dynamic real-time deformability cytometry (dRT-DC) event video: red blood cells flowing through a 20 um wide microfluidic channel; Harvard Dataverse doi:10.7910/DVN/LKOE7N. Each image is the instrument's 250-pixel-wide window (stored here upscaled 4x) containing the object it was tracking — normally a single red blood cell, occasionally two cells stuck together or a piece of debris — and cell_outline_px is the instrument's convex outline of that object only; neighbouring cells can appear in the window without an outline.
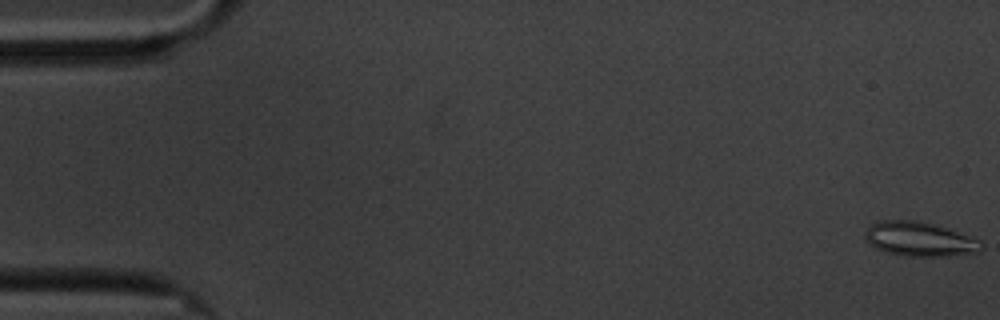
{"species": "common noctule bat (a hibernating species)", "species_latin": "Nyctalus noctula", "temperature_condition": "cold", "stored_images_in_passage": 60, "camera_frame_rate_fps": 3000, "um_per_image_px": 0.085, "animal": {"sex": "male", "body_mass_g": 20.1, "forearm_length_mm": 53.5}, "frame": {"image": 1, "passage_image": 1, "time_ms": 0.0, "image_size_px": [1000, 320], "cell_outline_px": [[984, 248], [980, 252], [948, 256], [904, 256], [888, 252], [876, 248], [868, 244], [864, 236], [864, 232], [876, 220], [912, 220], [936, 224], [980, 240]], "centroid_in_image_um": [78.16, 20.32], "position_along_channel_um": 6.8, "area_um2": 23.41}}
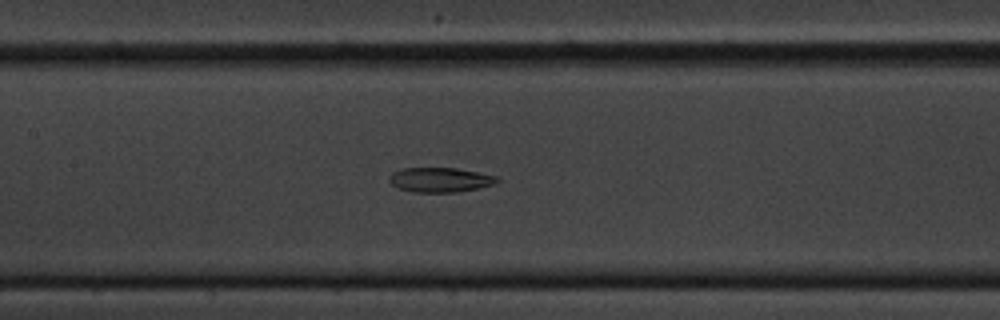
{"frame": {"image": 2, "passage_image": 28, "time_ms": 9.0, "image_size_px": [1000, 320], "cell_outline_px": [[500, 180], [496, 184], [456, 192], [412, 192], [400, 188], [392, 184], [388, 180], [388, 176], [392, 172], [404, 168], [456, 168], [500, 176]], "centroid_in_image_um": [37.43, 15.28], "position_along_channel_um": 170.0, "area_um2": 15.55}}
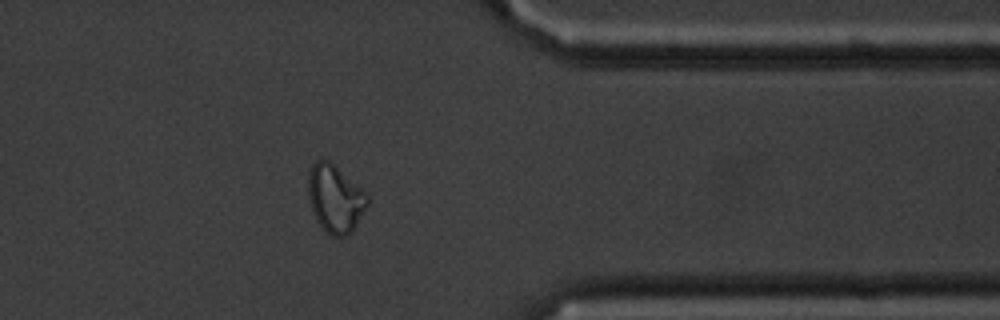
{"frame": {"image": 3, "passage_image": 48, "time_ms": 15.667, "image_size_px": [1000, 320], "cell_outline_px": [[368, 204], [356, 224], [344, 236], [332, 236], [316, 220], [308, 196], [308, 172], [312, 164], [320, 156], [328, 160], [360, 188], [368, 196]], "centroid_in_image_um": [28.44, 16.83], "position_along_channel_um": 383.0, "area_um2": 22.77}, "authors_computed_cell_mechanics": {"area_um2": 19.5942, "velocity_mm_per_s": 3.3759, "shape_relaxation_time_tau1_ms": null, "shape_relaxation_time_tau2_ms": 4.5522, "deformation_change_tau1": null, "deformation_change_tau2": 0.122}}